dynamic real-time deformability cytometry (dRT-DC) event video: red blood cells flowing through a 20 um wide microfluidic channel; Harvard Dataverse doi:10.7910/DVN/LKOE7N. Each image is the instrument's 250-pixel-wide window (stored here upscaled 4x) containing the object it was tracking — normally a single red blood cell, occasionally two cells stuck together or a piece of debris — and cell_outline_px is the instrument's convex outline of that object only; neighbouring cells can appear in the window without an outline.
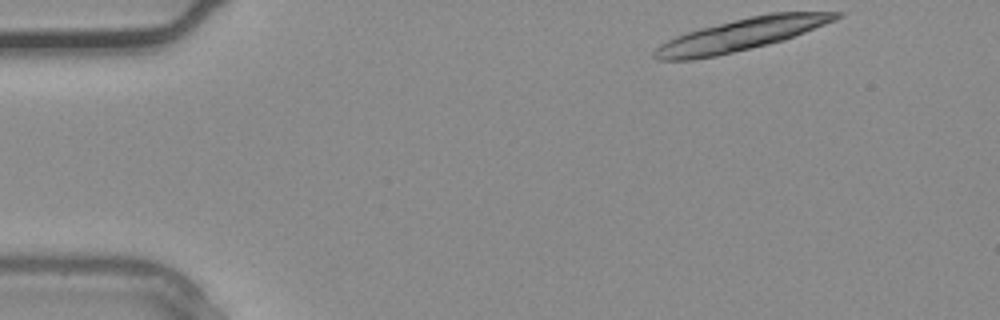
{"species": "common noctule bat (a hibernating species)", "species_latin": "Nyctalus noctula", "temperature_condition": "warm", "stored_images_in_passage": 2, "camera_frame_rate_fps": 3000, "um_per_image_px": 0.085, "animal": {"sex": "male", "body_mass_g": 20.4}, "frame": {"image": 1, "passage_image": 1, "time_ms": 0.0, "image_size_px": [1000, 320], "cell_outline_px": [[844, 16], [836, 20], [784, 40], [768, 44], [716, 56], [692, 60], [656, 60], [652, 56], [652, 52], [660, 44], [676, 36], [700, 28], [768, 12], [844, 12]], "centroid_in_image_um": [63.01, 2.94], "position_along_channel_um": 22.0, "area_um2": 33.93}}